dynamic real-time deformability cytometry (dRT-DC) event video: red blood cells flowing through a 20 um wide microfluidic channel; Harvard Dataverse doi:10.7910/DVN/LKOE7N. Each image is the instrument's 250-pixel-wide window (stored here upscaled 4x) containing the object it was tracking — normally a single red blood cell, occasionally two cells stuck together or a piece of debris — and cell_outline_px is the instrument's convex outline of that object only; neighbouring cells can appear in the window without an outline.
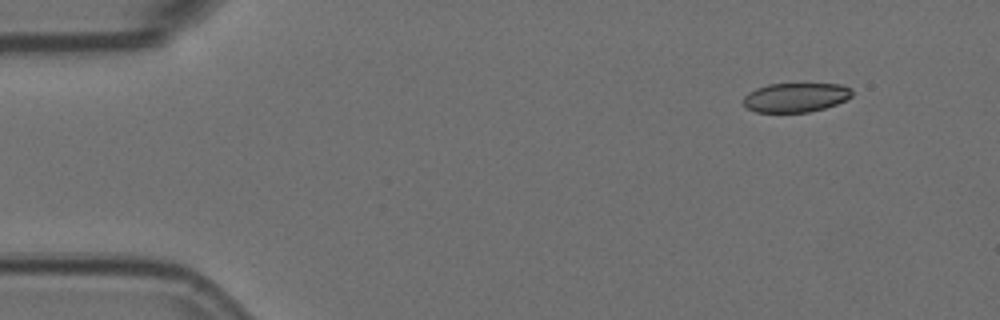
{"species": "Egyptian fruit bat (a non-hibernating species)", "species_latin": "Rousettus aegyptiacus", "temperature_condition": "room temperature", "stored_images_in_passage": 3, "camera_frame_rate_fps": 3000, "um_per_image_px": 0.085, "animal": {"sex": "female"}, "frame": {"image": 1, "passage_image": 1, "time_ms": 0.0, "image_size_px": [1000, 320], "cell_outline_px": [[852, 96], [836, 104], [824, 108], [808, 112], [756, 112], [748, 108], [744, 104], [744, 96], [748, 92], [756, 88], [768, 84], [840, 84], [852, 88]], "centroid_in_image_um": [67.63, 8.27], "position_along_channel_um": 17.4, "area_um2": 18.44}}